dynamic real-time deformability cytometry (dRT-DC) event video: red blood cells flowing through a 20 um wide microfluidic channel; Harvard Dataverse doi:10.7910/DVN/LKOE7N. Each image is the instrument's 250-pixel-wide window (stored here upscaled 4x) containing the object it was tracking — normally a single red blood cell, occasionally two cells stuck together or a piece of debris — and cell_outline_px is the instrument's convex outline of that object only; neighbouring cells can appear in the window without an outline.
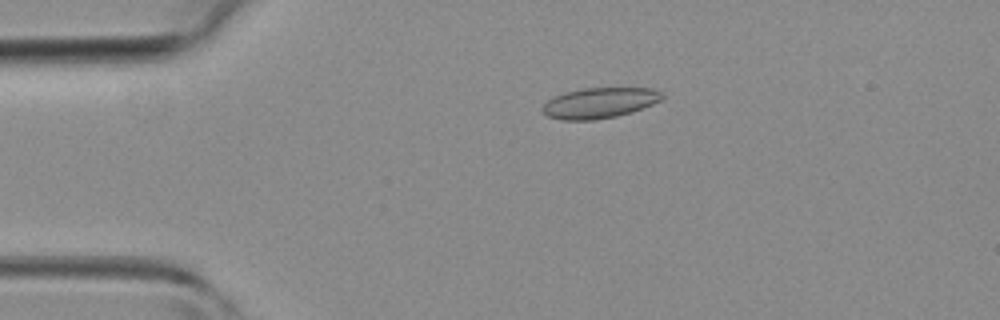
{"species": "common noctule bat (a hibernating species)", "species_latin": "Nyctalus noctula", "temperature_condition": "room temperature", "stored_images_in_passage": 44, "camera_frame_rate_fps": 3000, "um_per_image_px": 0.085, "animal": {"sex": "female", "body_mass_g": 19.3, "forearm_length_mm": 54.1}, "frame": {"image": 1, "passage_image": 9, "time_ms": 2.667, "image_size_px": [1000, 320], "cell_outline_px": [[664, 96], [660, 100], [652, 104], [632, 112], [616, 116], [596, 120], [560, 120], [548, 116], [540, 112], [540, 108], [548, 100], [564, 92], [584, 88], [652, 88], [660, 92]], "centroid_in_image_um": [50.91, 8.75], "position_along_channel_um": 34.1, "area_um2": 21.33}}
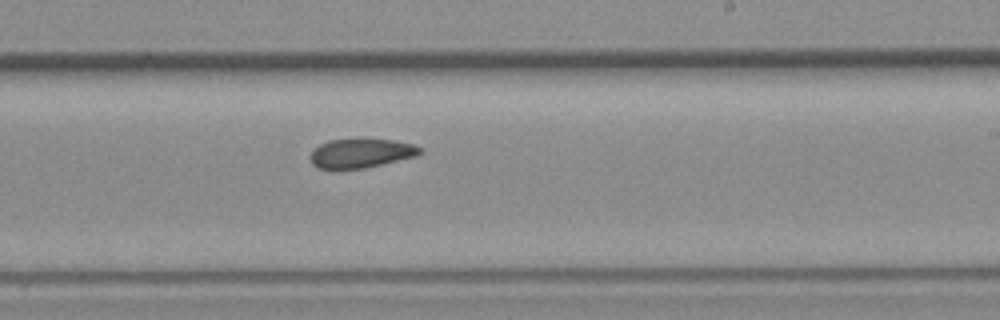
{"frame": {"image": 2, "passage_image": 26, "time_ms": 8.333, "image_size_px": [1000, 320], "cell_outline_px": [[420, 152], [416, 156], [364, 168], [316, 168], [312, 164], [308, 156], [320, 144], [328, 140], [392, 140], [412, 144], [420, 148]], "centroid_in_image_um": [30.63, 13.03], "position_along_channel_um": 258.4, "area_um2": 18.09}}
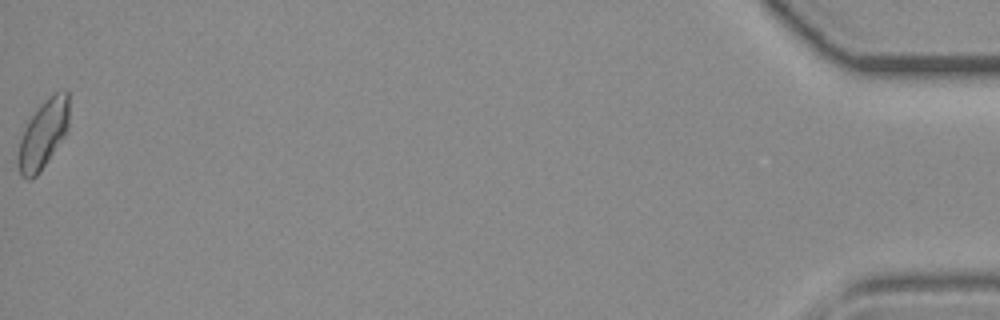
{"frame": {"image": 3, "passage_image": 44, "time_ms": 14.333, "image_size_px": [1000, 320], "cell_outline_px": [[68, 128], [64, 136], [40, 172], [32, 180], [28, 180], [20, 176], [16, 160], [20, 140], [24, 128], [28, 120], [36, 108], [52, 92], [68, 92]], "centroid_in_image_um": [3.63, 11.44], "position_along_channel_um": 431.6, "area_um2": 20.46}}